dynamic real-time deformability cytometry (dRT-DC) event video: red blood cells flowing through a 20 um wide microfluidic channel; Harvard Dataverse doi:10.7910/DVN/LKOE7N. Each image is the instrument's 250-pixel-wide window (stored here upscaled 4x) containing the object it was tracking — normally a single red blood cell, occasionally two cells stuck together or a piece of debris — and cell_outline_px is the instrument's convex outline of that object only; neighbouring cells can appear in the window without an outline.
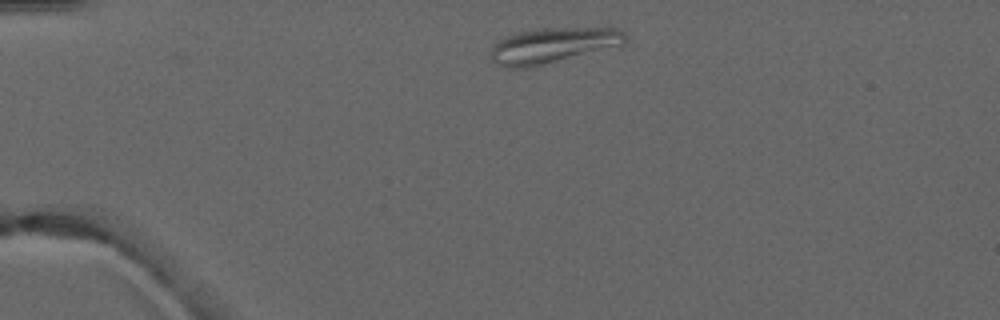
{"species": "common noctule bat (a hibernating species)", "species_latin": "Nyctalus noctula", "temperature_condition": "warm", "stored_images_in_passage": 2, "camera_frame_rate_fps": 3000, "um_per_image_px": 0.085, "animal": {"sex": "male", "forearm_length_mm": 52.5}, "frame": {"image": 1, "passage_image": 1, "time_ms": 0.0, "image_size_px": [1000, 320], "cell_outline_px": [[628, 36], [624, 44], [524, 68], [508, 68], [496, 64], [492, 60], [488, 52], [492, 44], [508, 36], [520, 32], [544, 28], [620, 28]], "centroid_in_image_um": [46.95, 3.84], "position_along_channel_um": 38.1, "area_um2": 27.22}}